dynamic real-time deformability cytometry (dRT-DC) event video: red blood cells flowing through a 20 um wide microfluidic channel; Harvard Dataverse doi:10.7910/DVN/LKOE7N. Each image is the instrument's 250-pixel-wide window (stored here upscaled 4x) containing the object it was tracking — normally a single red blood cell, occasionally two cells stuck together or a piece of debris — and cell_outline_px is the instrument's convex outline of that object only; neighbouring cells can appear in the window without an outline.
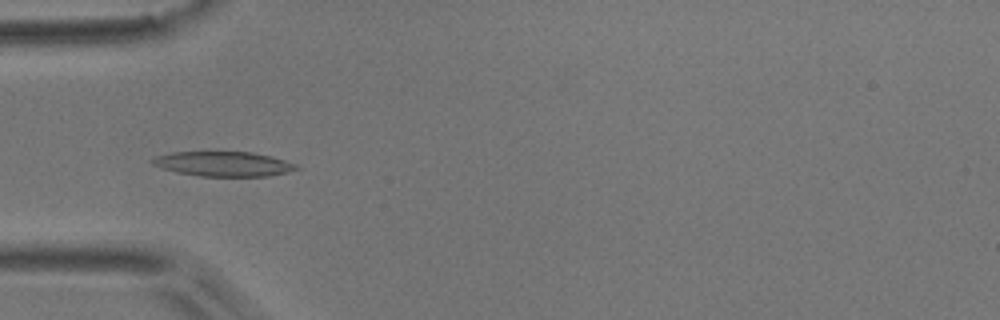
{"species": "common noctule bat (a hibernating species)", "species_latin": "Nyctalus noctula", "temperature_condition": "room temperature", "stored_images_in_passage": 6, "camera_frame_rate_fps": 3000, "um_per_image_px": 0.085, "animal": {"sex": "male", "body_mass_g": 17.9}, "frame": {"image": 1, "passage_image": 4, "time_ms": 1.0, "image_size_px": [1000, 320], "cell_outline_px": [[300, 168], [288, 172], [268, 176], [200, 176], [176, 172], [152, 164], [148, 160], [156, 156], [172, 152], [252, 152], [284, 160], [296, 164]], "centroid_in_image_um": [18.97, 13.93], "position_along_channel_um": 66.0, "area_um2": 20.63}}
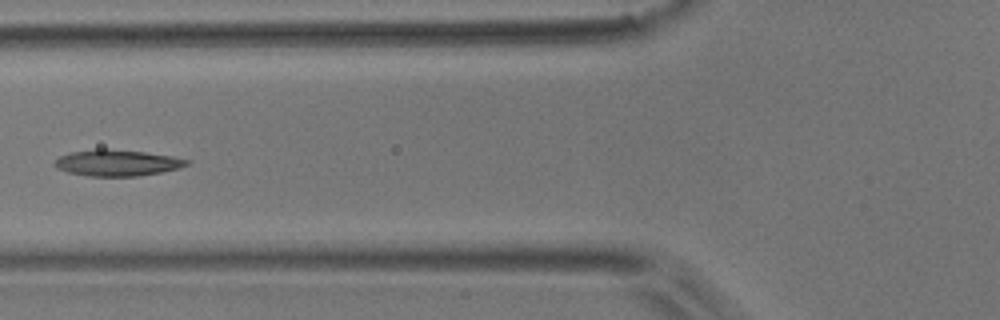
{"frame": {"image": 2, "passage_image": 5, "time_ms": 1.333, "image_size_px": [1000, 320], "cell_outline_px": [[192, 160], [188, 164], [180, 168], [160, 172], [136, 176], [88, 176], [68, 172], [56, 168], [52, 164], [60, 156], [72, 152], [96, 148], [104, 148], [144, 152], [172, 156]], "centroid_in_image_um": [9.95, 13.83], "position_along_channel_um": 115.8, "area_um2": 20.23}}
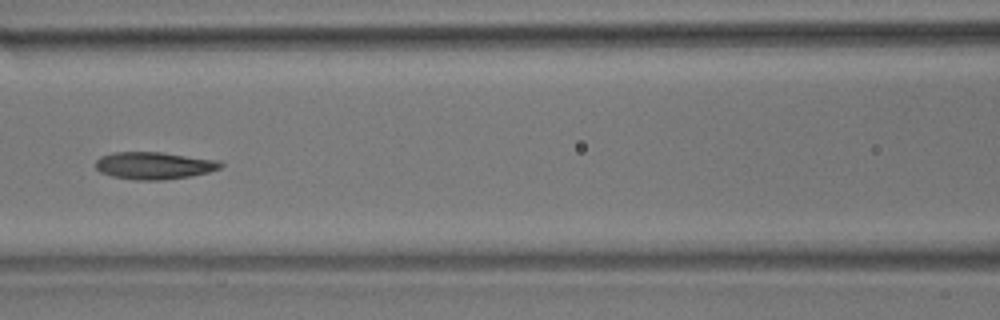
{"frame": {"image": 3, "passage_image": 6, "time_ms": 1.667, "image_size_px": [1000, 320], "cell_outline_px": [[224, 164], [220, 168], [208, 172], [192, 176], [164, 180], [136, 180], [112, 176], [100, 172], [96, 168], [96, 160], [100, 156], [112, 152], [160, 152], [220, 160]], "centroid_in_image_um": [13.11, 14.07], "position_along_channel_um": 153.5, "area_um2": 20.0}}